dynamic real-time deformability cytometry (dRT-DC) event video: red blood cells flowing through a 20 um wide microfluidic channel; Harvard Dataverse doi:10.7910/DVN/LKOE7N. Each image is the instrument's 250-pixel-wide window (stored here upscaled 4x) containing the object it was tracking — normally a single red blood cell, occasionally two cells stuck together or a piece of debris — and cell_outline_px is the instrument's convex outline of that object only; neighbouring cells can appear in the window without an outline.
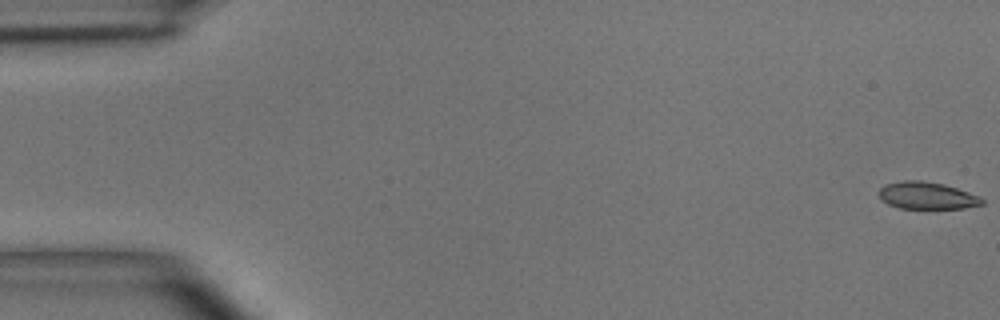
{"species": "common noctule bat (a hibernating species)", "species_latin": "Nyctalus noctula", "temperature_condition": "room temperature", "stored_images_in_passage": 51, "camera_frame_rate_fps": 3000, "um_per_image_px": 0.085, "animal": {"sex": "male", "body_mass_g": 15.6}, "frame": {"image": 1, "passage_image": 1, "time_ms": 0.0, "image_size_px": [1000, 320], "cell_outline_px": [[984, 204], [964, 208], [900, 208], [888, 204], [880, 200], [880, 188], [884, 184], [904, 180], [920, 180], [944, 184], [980, 196], [984, 200]], "centroid_in_image_um": [78.78, 16.62], "position_along_channel_um": 6.2, "area_um2": 16.3}}
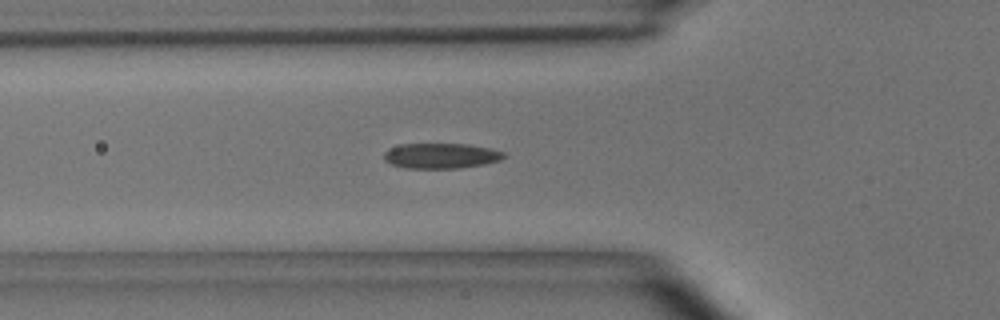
{"frame": {"image": 2, "passage_image": 18, "time_ms": 5.667, "image_size_px": [1000, 320], "cell_outline_px": [[504, 156], [500, 160], [484, 164], [460, 168], [404, 168], [392, 164], [384, 160], [384, 152], [388, 148], [400, 144], [468, 144], [488, 148], [504, 152]], "centroid_in_image_um": [37.44, 13.24], "position_along_channel_um": 88.4, "area_um2": 17.63}}
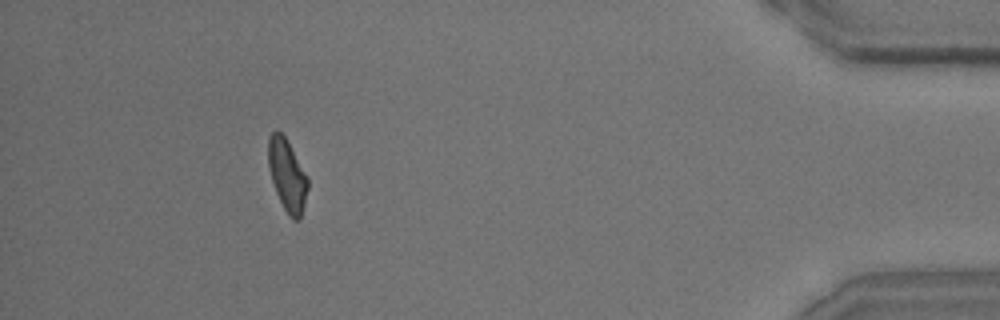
{"frame": {"image": 3, "passage_image": 47, "time_ms": 15.333, "image_size_px": [1000, 320], "cell_outline_px": [[308, 188], [300, 220], [292, 220], [288, 216], [276, 192], [268, 168], [268, 136], [276, 128], [284, 136], [308, 176]], "centroid_in_image_um": [24.4, 14.89], "position_along_channel_um": 410.8, "area_um2": 16.59}, "authors_computed_cell_mechanics": {"area_um2": 17.1666, "velocity_mm_per_s": 3.9388, "shape_relaxation_time_tau1_ms": 6.2901, "shape_relaxation_time_tau2_ms": 1.9326, "deformation_change_tau1": 0.1643, "deformation_change_tau2": 0.0824}}